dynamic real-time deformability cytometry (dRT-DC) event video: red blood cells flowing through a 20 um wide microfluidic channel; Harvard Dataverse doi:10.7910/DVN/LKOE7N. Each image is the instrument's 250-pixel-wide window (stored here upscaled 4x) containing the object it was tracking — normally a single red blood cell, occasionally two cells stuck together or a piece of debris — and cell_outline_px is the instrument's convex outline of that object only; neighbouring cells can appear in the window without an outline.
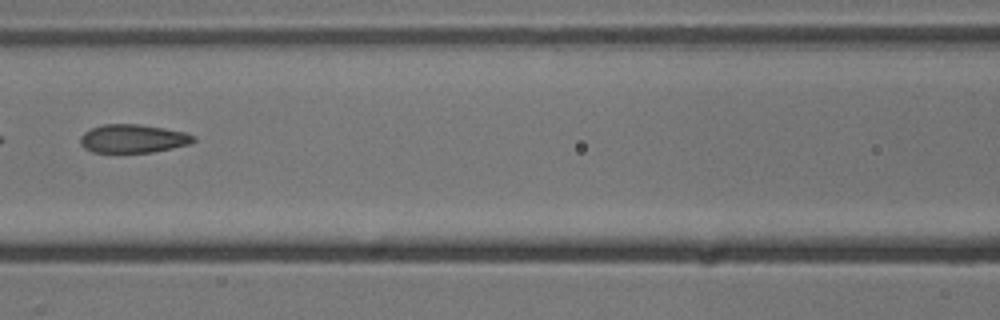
{"species": "common noctule bat (a hibernating species)", "species_latin": "Nyctalus noctula", "temperature_condition": "cold", "stored_images_in_passage": 7, "camera_frame_rate_fps": 3000, "um_per_image_px": 0.085, "animal": {"sex": "male", "body_mass_g": 13.3}, "frame": {"image": 1, "passage_image": 7, "time_ms": 7.0, "image_size_px": [1000, 320], "cell_outline_px": [[196, 140], [192, 144], [152, 152], [92, 152], [84, 148], [80, 144], [80, 136], [84, 132], [92, 128], [104, 124], [140, 124], [164, 128], [184, 132], [196, 136]], "centroid_in_image_um": [11.32, 11.78], "position_along_channel_um": 155.3, "area_um2": 18.84}}